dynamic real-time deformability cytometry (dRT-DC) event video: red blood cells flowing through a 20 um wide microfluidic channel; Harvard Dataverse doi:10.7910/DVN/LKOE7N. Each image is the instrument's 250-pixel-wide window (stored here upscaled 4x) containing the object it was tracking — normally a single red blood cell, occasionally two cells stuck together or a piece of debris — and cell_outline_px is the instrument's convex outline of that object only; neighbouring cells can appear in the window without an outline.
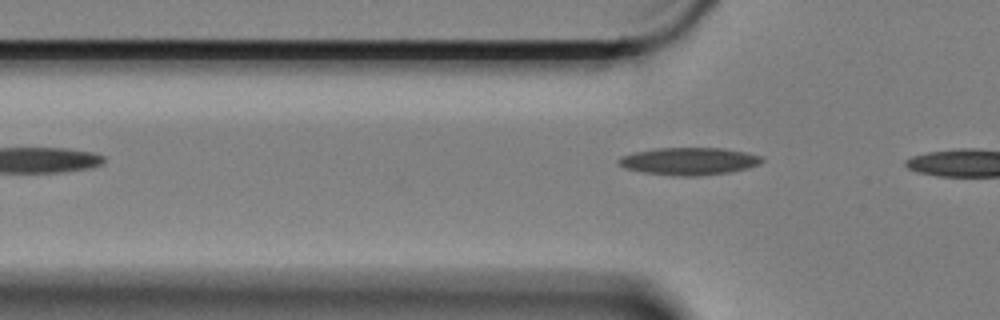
{"species": "Egyptian fruit bat (a non-hibernating species)", "species_latin": "Rousettus aegyptiacus", "temperature_condition": "cold", "stored_images_in_passage": 5, "segment_of_instrument_passage": [2, 2], "camera_frame_rate_fps": 3000, "um_per_image_px": 0.085, "animal": {"sex": "female"}, "frame": {"image": 1, "passage_image": 5, "time_ms": 1.333, "image_size_px": [1000, 320], "cell_outline_px": [[764, 160], [760, 164], [728, 172], [696, 176], [680, 176], [644, 172], [624, 168], [620, 164], [620, 156], [636, 152], [656, 148], [720, 148], [744, 152], [760, 156]], "centroid_in_image_um": [58.56, 13.7], "position_along_channel_um": 67.2, "area_um2": 22.43}}